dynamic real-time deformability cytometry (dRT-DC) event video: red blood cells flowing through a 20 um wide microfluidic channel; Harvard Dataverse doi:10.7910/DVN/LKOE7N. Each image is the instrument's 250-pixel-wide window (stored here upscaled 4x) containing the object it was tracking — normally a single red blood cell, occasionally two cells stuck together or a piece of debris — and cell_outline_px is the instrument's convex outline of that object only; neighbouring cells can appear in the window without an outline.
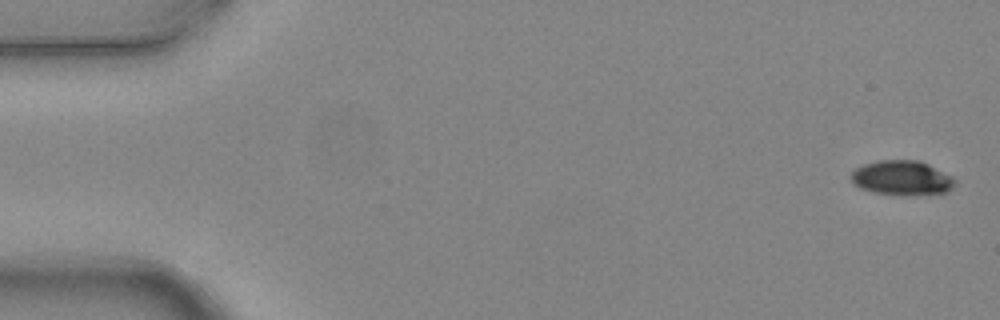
{"species": "common noctule bat (a hibernating species)", "species_latin": "Nyctalus noctula", "temperature_condition": "warm", "stored_images_in_passage": 5, "camera_frame_rate_fps": 3000, "um_per_image_px": 0.085, "animal": {"sex": "female", "body_mass_g": 24.6, "forearm_length_mm": 56.2}, "frame": {"image": 1, "passage_image": 1, "time_ms": 0.0, "image_size_px": [1000, 320], "cell_outline_px": [[956, 184], [948, 192], [908, 196], [904, 196], [876, 192], [860, 188], [852, 184], [848, 176], [856, 168], [864, 164], [876, 160], [920, 160], [952, 176], [956, 180]], "centroid_in_image_um": [76.65, 15.13], "position_along_channel_um": 8.3, "area_um2": 21.33}}
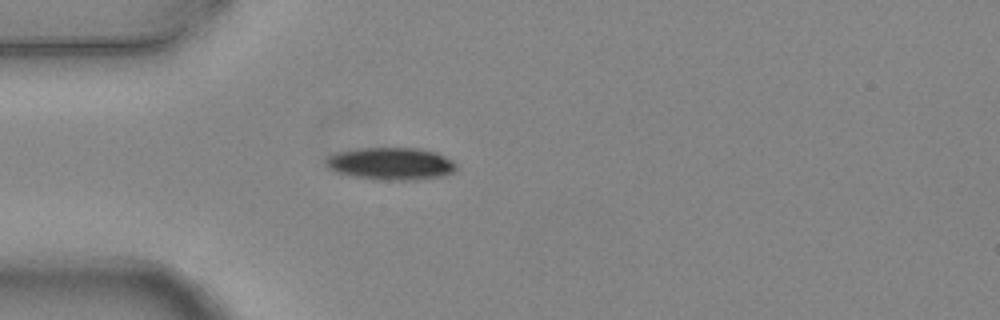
{"frame": {"image": 2, "passage_image": 5, "time_ms": 1.333, "image_size_px": [1000, 320], "cell_outline_px": [[456, 172], [444, 176], [416, 180], [384, 180], [352, 176], [336, 172], [324, 164], [324, 160], [328, 156], [336, 152], [356, 148], [420, 148], [436, 152], [452, 160], [456, 164]], "centroid_in_image_um": [33.23, 13.91], "position_along_channel_um": 51.8, "area_um2": 24.91}}